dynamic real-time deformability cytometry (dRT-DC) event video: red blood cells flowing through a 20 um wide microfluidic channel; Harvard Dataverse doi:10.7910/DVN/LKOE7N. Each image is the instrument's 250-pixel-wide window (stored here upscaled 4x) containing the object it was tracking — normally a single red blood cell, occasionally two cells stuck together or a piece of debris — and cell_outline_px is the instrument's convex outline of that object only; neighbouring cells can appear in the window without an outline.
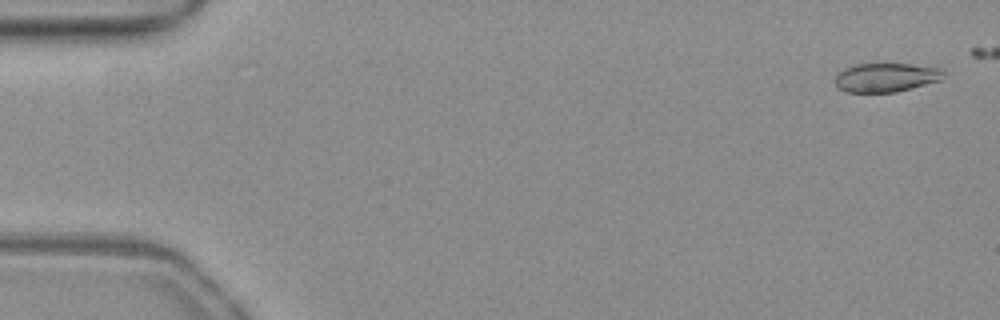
{"species": "common noctule bat (a hibernating species)", "species_latin": "Nyctalus noctula", "temperature_condition": "warm", "stored_images_in_passage": 46, "camera_frame_rate_fps": 3000, "um_per_image_px": 0.085, "animal": {"sex": "female", "body_mass_g": 19.3, "forearm_length_mm": 54.1}, "frame": {"image": 1, "passage_image": 2, "time_ms": 0.333, "image_size_px": [1000, 320], "cell_outline_px": [[944, 76], [940, 80], [896, 92], [844, 92], [836, 84], [836, 76], [844, 68], [856, 64], [908, 64], [940, 68], [944, 72]], "centroid_in_image_um": [75.31, 6.58], "position_along_channel_um": 9.7, "area_um2": 18.03}}
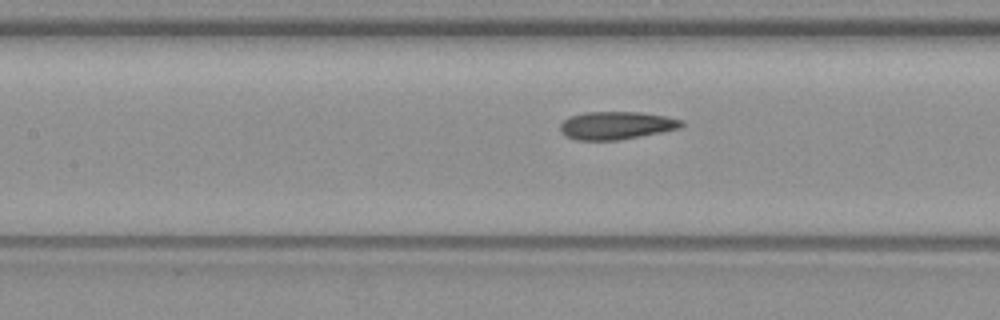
{"frame": {"image": 2, "passage_image": 24, "time_ms": 7.667, "image_size_px": [1000, 320], "cell_outline_px": [[684, 124], [680, 128], [620, 140], [576, 140], [560, 132], [560, 124], [568, 116], [584, 112], [640, 112], [664, 116], [684, 120]], "centroid_in_image_um": [52.37, 10.65], "position_along_channel_um": 155.0, "area_um2": 19.71}}
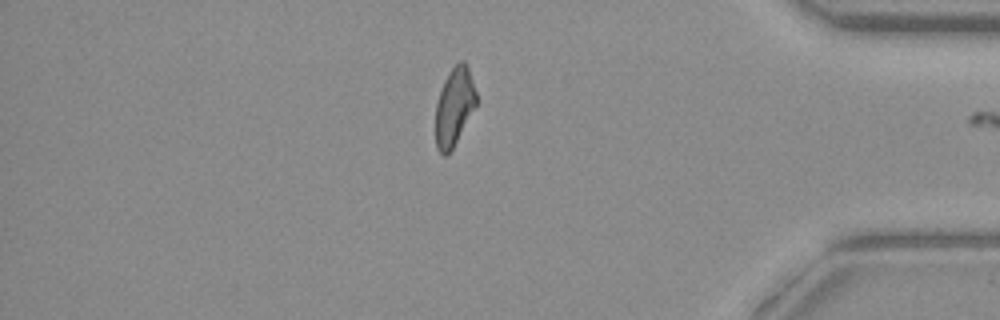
{"frame": {"image": 3, "passage_image": 45, "time_ms": 14.667, "image_size_px": [1000, 320], "cell_outline_px": [[476, 104], [452, 148], [444, 156], [436, 148], [436, 104], [444, 80], [448, 72], [460, 60], [464, 60], [468, 68], [476, 92]], "centroid_in_image_um": [38.6, 9.03], "position_along_channel_um": 396.6, "area_um2": 17.98}, "authors_computed_cell_mechanics": {"area_um2": 19.5942, "velocity_mm_per_s": 3.9283, "shape_relaxation_time_tau1_ms": null, "shape_relaxation_time_tau2_ms": 3.0207, "deformation_change_tau1": null, "deformation_change_tau2": 0.1052}}